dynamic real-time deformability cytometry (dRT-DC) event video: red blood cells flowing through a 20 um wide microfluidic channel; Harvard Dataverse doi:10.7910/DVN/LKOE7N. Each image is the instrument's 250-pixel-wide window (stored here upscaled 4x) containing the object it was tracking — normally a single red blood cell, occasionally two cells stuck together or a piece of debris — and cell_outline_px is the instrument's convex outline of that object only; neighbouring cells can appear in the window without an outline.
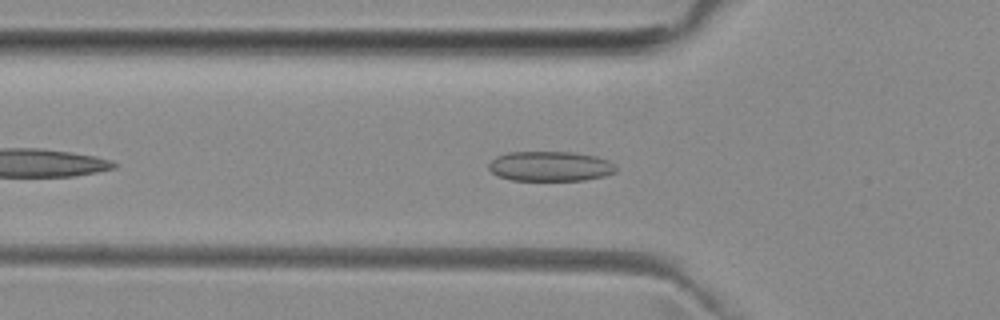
{"species": "common noctule bat (a hibernating species)", "species_latin": "Nyctalus noctula", "temperature_condition": "room temperature", "stored_images_in_passage": 42, "camera_frame_rate_fps": 3000, "um_per_image_px": 0.085, "animal": {"sex": "female", "body_mass_g": 29.2, "forearm_length_mm": 56.3}, "frame": {"image": 1, "passage_image": 8, "time_ms": 2.333, "image_size_px": [1000, 320], "cell_outline_px": [[616, 172], [604, 176], [584, 180], [512, 180], [500, 176], [492, 172], [488, 168], [488, 164], [496, 156], [504, 152], [572, 152], [596, 156], [608, 160], [616, 164]], "centroid_in_image_um": [46.78, 14.12], "position_along_channel_um": 79.0, "area_um2": 22.25}}
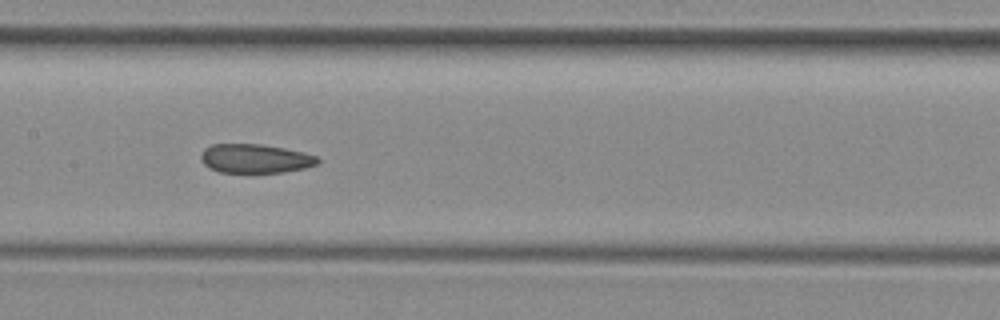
{"frame": {"image": 2, "passage_image": 16, "time_ms": 5.0, "image_size_px": [1000, 320], "cell_outline_px": [[320, 160], [316, 164], [304, 168], [284, 172], [220, 172], [208, 168], [200, 160], [200, 156], [204, 148], [212, 144], [260, 144], [284, 148], [304, 152], [316, 156]], "centroid_in_image_um": [21.66, 13.47], "position_along_channel_um": 185.7, "area_um2": 19.71}}
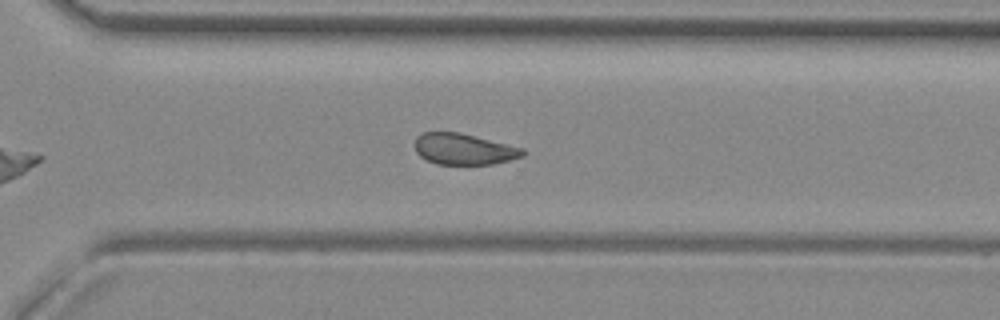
{"frame": {"image": 3, "passage_image": 27, "time_ms": 8.667, "image_size_px": [1000, 320], "cell_outline_px": [[524, 156], [492, 164], [436, 164], [420, 156], [416, 152], [416, 136], [424, 132], [460, 132], [524, 148]], "centroid_in_image_um": [39.43, 12.67], "position_along_channel_um": 331.2, "area_um2": 19.48}, "authors_computed_cell_mechanics": {"area_um2": 20.9814, "velocity_mm_per_s": 3.9855, "shape_relaxation_time_tau1_ms": null, "shape_relaxation_time_tau2_ms": 2.5931, "deformation_change_tau1": null, "deformation_change_tau2": 0.0858}}